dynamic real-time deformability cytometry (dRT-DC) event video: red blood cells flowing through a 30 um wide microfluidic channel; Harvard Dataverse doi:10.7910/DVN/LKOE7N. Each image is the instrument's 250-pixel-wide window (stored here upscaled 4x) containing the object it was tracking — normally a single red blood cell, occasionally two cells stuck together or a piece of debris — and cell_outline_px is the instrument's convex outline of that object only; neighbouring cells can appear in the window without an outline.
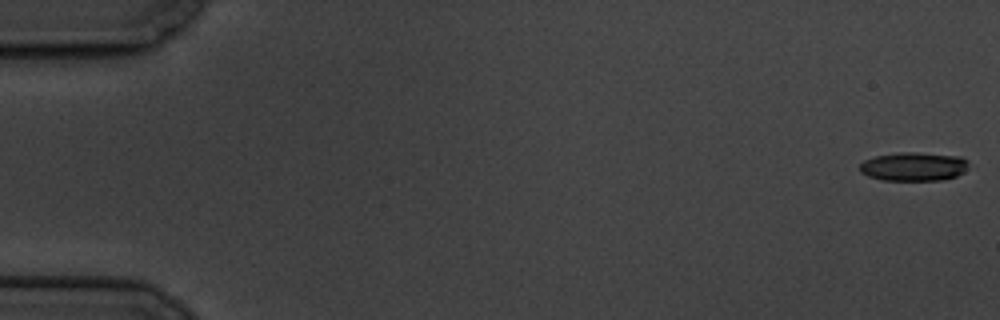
{"species": "common noctule bat (a hibernating species)", "species_latin": "Nyctalus noctula", "temperature_condition": "cold", "stored_images_in_passage": 6, "camera_frame_rate_fps": 3000, "um_per_image_px": 0.085, "animal": {"sex": "male", "body_mass_g": 19.5, "forearm_length_mm": 54.6}, "frame": {"image": 1, "passage_image": 1, "time_ms": 0.0, "image_size_px": [1000, 320], "cell_outline_px": [[968, 164], [964, 172], [956, 176], [940, 180], [880, 180], [868, 176], [860, 172], [860, 164], [864, 160], [876, 156], [896, 152], [916, 152], [964, 156], [968, 160]], "centroid_in_image_um": [77.68, 14.14], "position_along_channel_um": 7.3, "area_um2": 18.44}}
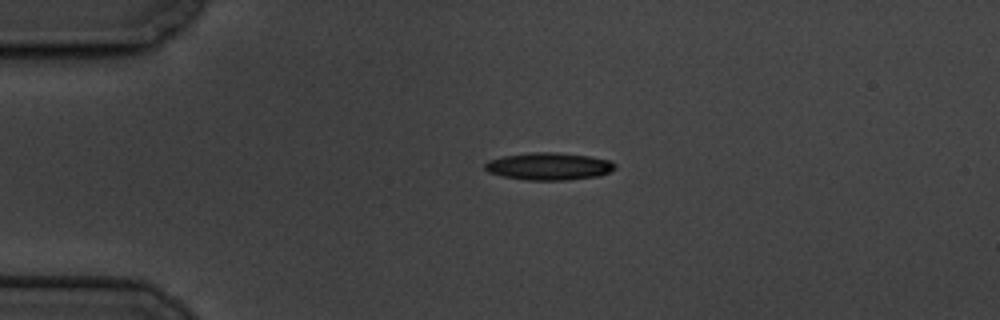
{"frame": {"image": 2, "passage_image": 5, "time_ms": 4.333, "image_size_px": [1000, 320], "cell_outline_px": [[616, 168], [600, 176], [568, 180], [528, 180], [500, 176], [488, 172], [484, 168], [484, 164], [488, 160], [504, 156], [532, 152], [552, 152], [588, 156], [608, 160], [616, 164]], "centroid_in_image_um": [46.63, 14.14], "position_along_channel_um": 38.4, "area_um2": 20.75}}